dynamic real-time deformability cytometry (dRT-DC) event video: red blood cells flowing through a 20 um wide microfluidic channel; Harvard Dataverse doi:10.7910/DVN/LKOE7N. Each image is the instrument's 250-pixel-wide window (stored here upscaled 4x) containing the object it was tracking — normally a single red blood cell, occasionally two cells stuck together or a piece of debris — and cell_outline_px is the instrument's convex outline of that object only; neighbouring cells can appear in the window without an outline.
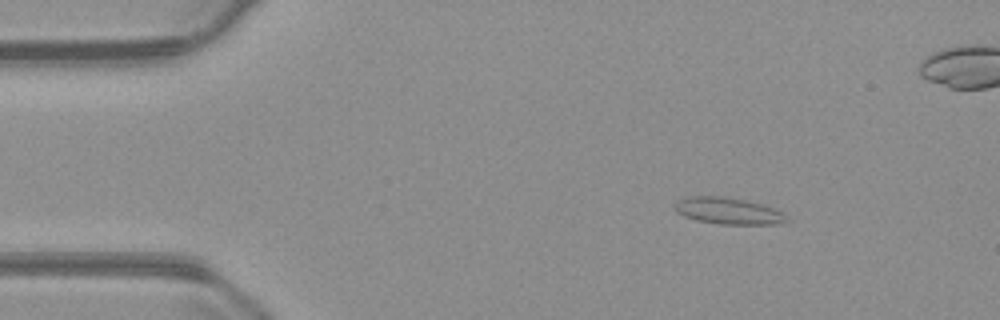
{"species": "common noctule bat (a hibernating species)", "species_latin": "Nyctalus noctula", "temperature_condition": "warm", "stored_images_in_passage": 55, "camera_frame_rate_fps": 3000, "um_per_image_px": 0.085, "animal": {"sex": "male", "body_mass_g": 23.1, "forearm_length_mm": 52.7}, "frame": {"image": 1, "passage_image": 7, "time_ms": 2.0, "image_size_px": [1000, 320], "cell_outline_px": [[792, 220], [776, 224], [720, 224], [696, 220], [684, 216], [676, 212], [676, 200], [688, 196], [724, 196], [764, 204], [784, 212]], "centroid_in_image_um": [61.95, 17.92], "position_along_channel_um": 23.1, "area_um2": 17.57}}
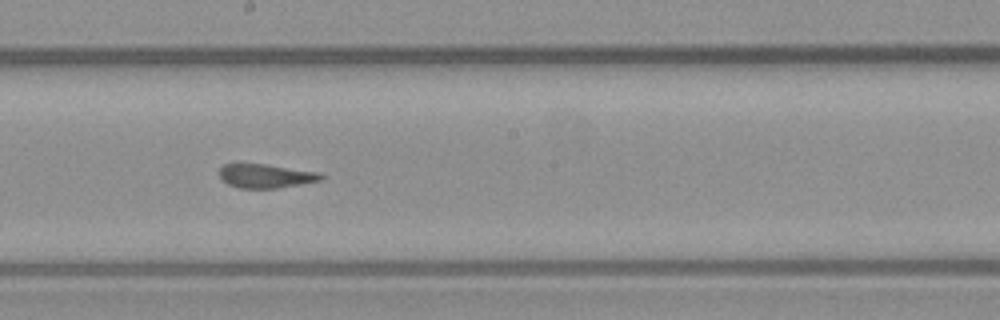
{"frame": {"image": 2, "passage_image": 29, "time_ms": 9.333, "image_size_px": [1000, 320], "cell_outline_px": [[324, 180], [276, 188], [240, 188], [228, 184], [220, 176], [220, 168], [224, 164], [264, 164], [320, 172], [324, 176]], "centroid_in_image_um": [22.64, 14.96], "position_along_channel_um": 225.6, "area_um2": 14.05}}
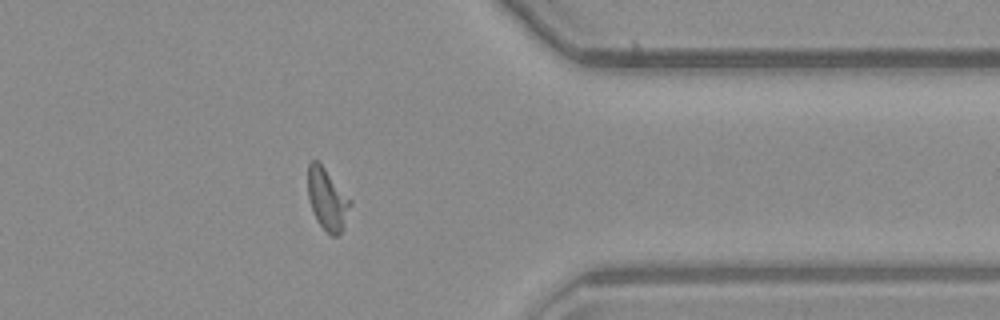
{"frame": {"image": 3, "passage_image": 43, "time_ms": 14.0, "image_size_px": [1000, 320], "cell_outline_px": [[352, 204], [344, 228], [336, 236], [332, 236], [316, 220], [312, 212], [308, 200], [308, 164], [312, 160], [316, 160], [324, 168], [352, 200]], "centroid_in_image_um": [27.83, 16.96], "position_along_channel_um": 383.6, "area_um2": 15.26}}